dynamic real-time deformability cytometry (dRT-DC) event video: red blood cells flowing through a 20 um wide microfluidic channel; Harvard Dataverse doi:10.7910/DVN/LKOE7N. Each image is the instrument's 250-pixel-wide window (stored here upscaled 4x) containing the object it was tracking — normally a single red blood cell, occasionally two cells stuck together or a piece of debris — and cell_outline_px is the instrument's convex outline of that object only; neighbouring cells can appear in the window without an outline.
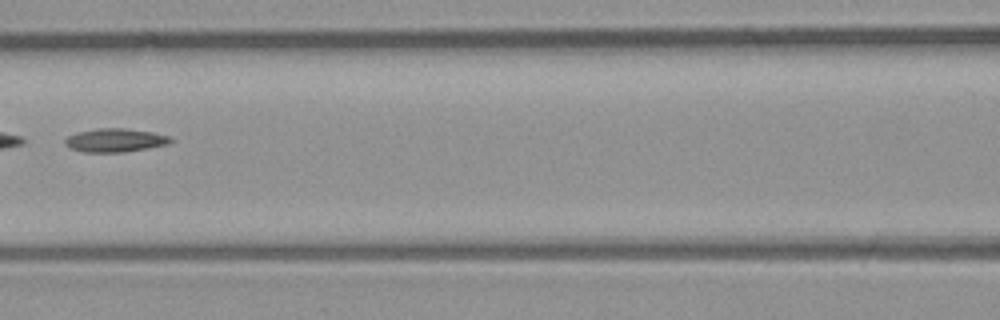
{"species": "common noctule bat (a hibernating species)", "species_latin": "Nyctalus noctula", "temperature_condition": "room temperature", "stored_images_in_passage": 5, "camera_frame_rate_fps": 3000, "um_per_image_px": 0.085, "animal": {"sex": "male", "body_mass_g": 23.1, "forearm_length_mm": 52.7}, "frame": {"image": 1, "passage_image": 5, "time_ms": 1.333, "image_size_px": [1000, 320], "cell_outline_px": [[172, 140], [168, 144], [124, 152], [84, 152], [68, 148], [64, 144], [64, 140], [68, 136], [76, 132], [100, 128], [124, 128], [152, 132], [168, 136]], "centroid_in_image_um": [9.72, 11.92], "position_along_channel_um": 156.9, "area_um2": 14.39}}